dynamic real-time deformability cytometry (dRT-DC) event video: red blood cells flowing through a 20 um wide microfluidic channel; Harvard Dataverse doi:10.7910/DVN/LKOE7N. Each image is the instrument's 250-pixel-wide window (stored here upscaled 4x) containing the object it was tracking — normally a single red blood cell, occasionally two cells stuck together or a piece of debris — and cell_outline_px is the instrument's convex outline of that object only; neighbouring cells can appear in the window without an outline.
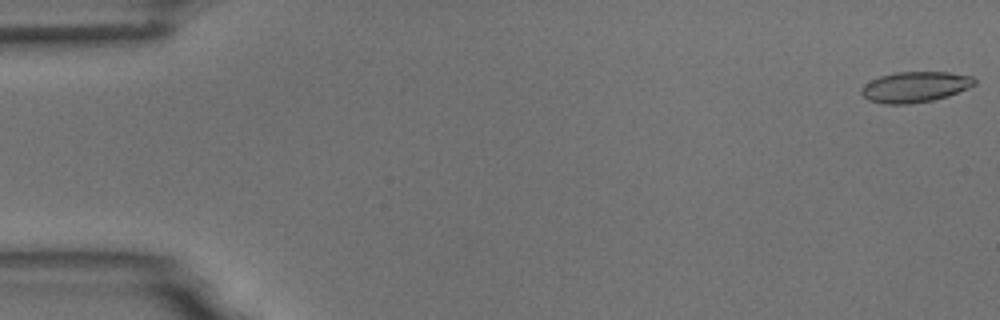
{"species": "common noctule bat (a hibernating species)", "species_latin": "Nyctalus noctula", "temperature_condition": "room temperature", "stored_images_in_passage": 5, "camera_frame_rate_fps": 3000, "um_per_image_px": 0.085, "animal": {"sex": "male", "body_mass_g": 18.8}, "frame": {"image": 1, "passage_image": 1, "time_ms": 0.0, "image_size_px": [1000, 320], "cell_outline_px": [[976, 84], [968, 88], [948, 96], [932, 100], [908, 104], [884, 104], [868, 100], [860, 92], [860, 88], [864, 84], [880, 76], [896, 72], [948, 72], [972, 76], [976, 80]], "centroid_in_image_um": [77.77, 7.39], "position_along_channel_um": 7.2, "area_um2": 20.23}}
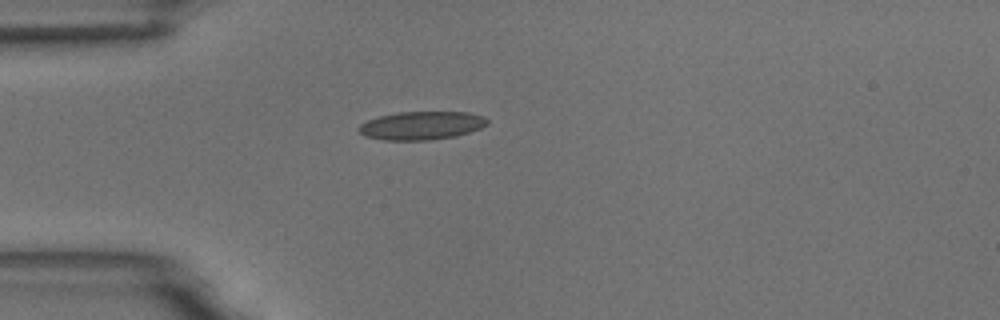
{"frame": {"image": 2, "passage_image": 5, "time_ms": 4.667, "image_size_px": [1000, 320], "cell_outline_px": [[488, 124], [480, 128], [456, 136], [428, 140], [384, 140], [364, 136], [356, 128], [360, 124], [368, 120], [380, 116], [396, 112], [468, 112], [484, 116], [488, 120]], "centroid_in_image_um": [35.81, 10.67], "position_along_channel_um": 49.2, "area_um2": 21.21}}